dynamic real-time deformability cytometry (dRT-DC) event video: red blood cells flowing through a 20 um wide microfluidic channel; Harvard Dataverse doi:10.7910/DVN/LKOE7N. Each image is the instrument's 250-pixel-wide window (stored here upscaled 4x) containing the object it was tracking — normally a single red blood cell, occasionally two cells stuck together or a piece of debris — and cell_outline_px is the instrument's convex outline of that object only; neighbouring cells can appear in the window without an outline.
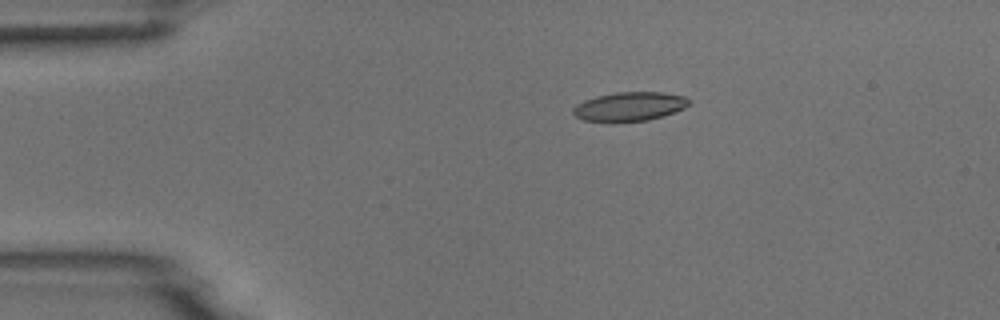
{"species": "common noctule bat (a hibernating species)", "species_latin": "Nyctalus noctula", "temperature_condition": "room temperature", "stored_images_in_passage": 6, "camera_frame_rate_fps": 3000, "um_per_image_px": 0.085, "animal": {"sex": "male", "body_mass_g": 18.8}, "frame": {"image": 1, "passage_image": 4, "time_ms": 3.333, "image_size_px": [1000, 320], "cell_outline_px": [[688, 104], [684, 108], [664, 116], [648, 120], [612, 124], [584, 120], [576, 116], [572, 112], [572, 108], [576, 104], [584, 100], [596, 96], [616, 92], [664, 92], [684, 96], [688, 100]], "centroid_in_image_um": [53.45, 9.08], "position_along_channel_um": 31.5, "area_um2": 20.06}}
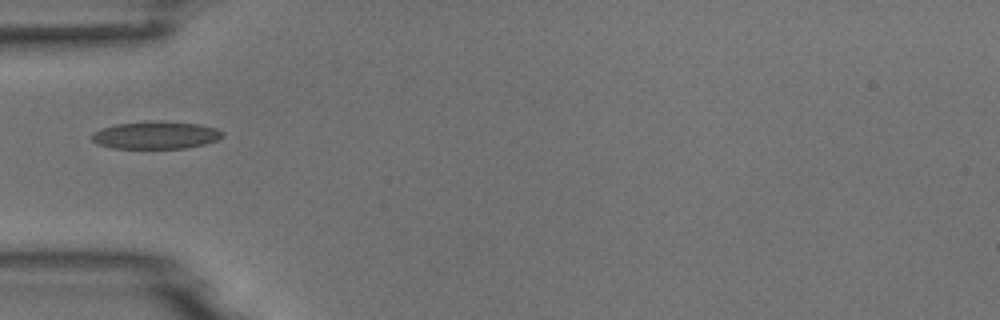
{"frame": {"image": 2, "passage_image": 6, "time_ms": 5.667, "image_size_px": [1000, 320], "cell_outline_px": [[224, 136], [216, 140], [204, 144], [188, 148], [112, 148], [96, 144], [88, 136], [92, 132], [100, 128], [116, 124], [156, 120], [200, 124], [216, 128], [224, 132]], "centroid_in_image_um": [13.2, 11.48], "position_along_channel_um": 71.8, "area_um2": 21.33}}